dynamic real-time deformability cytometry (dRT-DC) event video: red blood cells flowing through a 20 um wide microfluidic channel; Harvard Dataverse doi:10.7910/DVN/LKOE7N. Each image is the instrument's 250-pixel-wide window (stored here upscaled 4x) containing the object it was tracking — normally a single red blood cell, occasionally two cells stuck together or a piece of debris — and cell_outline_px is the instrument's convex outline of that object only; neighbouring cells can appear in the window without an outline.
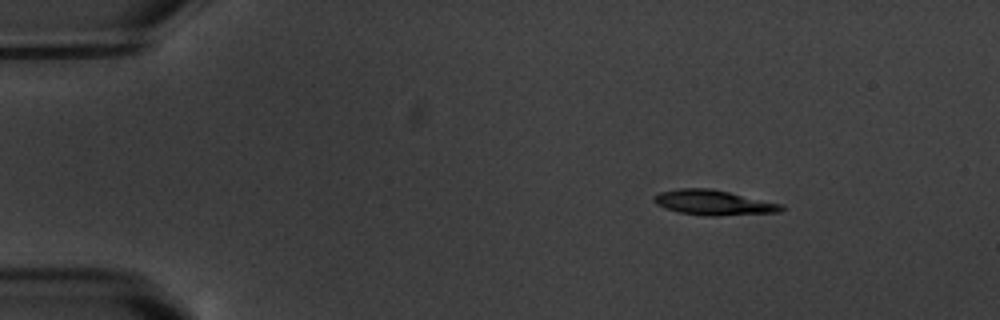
{"species": "common noctule bat (a hibernating species)", "species_latin": "Nyctalus noctula", "temperature_condition": "warm", "stored_images_in_passage": 10, "camera_frame_rate_fps": 3000, "um_per_image_px": 0.085, "animal": {"sex": "male", "body_mass_g": 20.1, "forearm_length_mm": 53.5}, "frame": {"image": 1, "passage_image": 1, "time_ms": 0.0, "image_size_px": [1000, 320], "cell_outline_px": [[784, 208], [780, 212], [716, 216], [704, 216], [680, 212], [664, 208], [656, 204], [652, 200], [652, 196], [660, 192], [680, 188], [712, 188], [780, 204]], "centroid_in_image_um": [60.58, 17.22], "position_along_channel_um": 24.4, "area_um2": 18.5}}
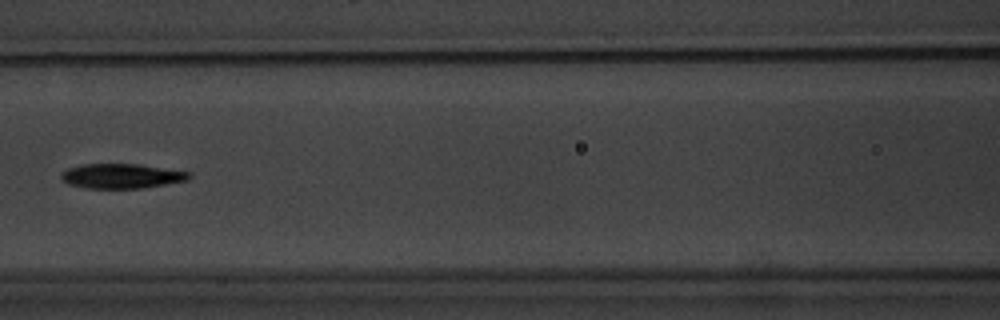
{"frame": {"image": 2, "passage_image": 6, "time_ms": 6.0, "image_size_px": [1000, 320], "cell_outline_px": [[192, 176], [188, 180], [140, 188], [84, 188], [68, 184], [60, 180], [60, 176], [68, 168], [80, 164], [140, 164], [192, 172]], "centroid_in_image_um": [10.33, 14.96], "position_along_channel_um": 156.3, "area_um2": 18.5}}
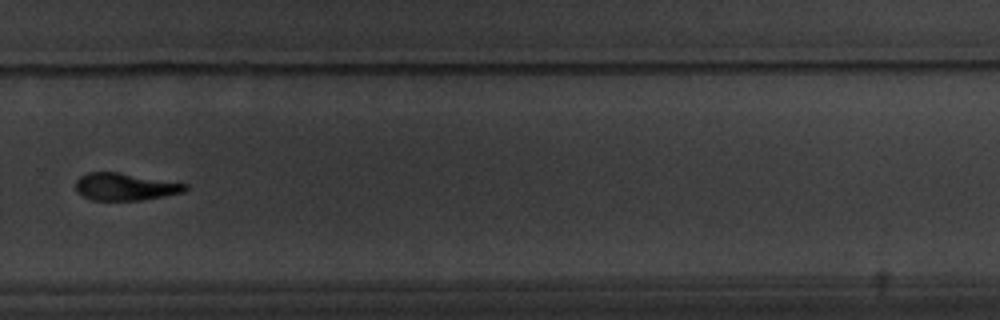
{"frame": {"image": 3, "passage_image": 10, "time_ms": 10.667, "image_size_px": [1000, 320], "cell_outline_px": [[188, 188], [184, 192], [164, 196], [140, 200], [92, 200], [76, 192], [76, 180], [80, 176], [88, 172], [120, 172], [188, 184]], "centroid_in_image_um": [10.63, 15.86], "position_along_channel_um": 319.2, "area_um2": 17.46}}